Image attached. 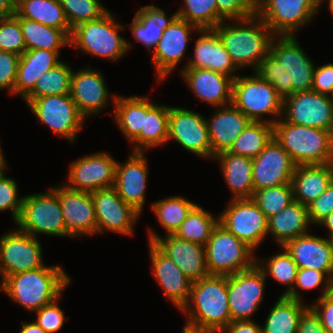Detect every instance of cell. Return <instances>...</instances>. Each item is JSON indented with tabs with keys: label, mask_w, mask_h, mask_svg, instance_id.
Instances as JSON below:
<instances>
[{
	"label": "cell",
	"mask_w": 333,
	"mask_h": 333,
	"mask_svg": "<svg viewBox=\"0 0 333 333\" xmlns=\"http://www.w3.org/2000/svg\"><path fill=\"white\" fill-rule=\"evenodd\" d=\"M0 51L11 52L19 56L26 51L19 20L14 15L0 21Z\"/></svg>",
	"instance_id": "49"
},
{
	"label": "cell",
	"mask_w": 333,
	"mask_h": 333,
	"mask_svg": "<svg viewBox=\"0 0 333 333\" xmlns=\"http://www.w3.org/2000/svg\"><path fill=\"white\" fill-rule=\"evenodd\" d=\"M192 30L197 33L200 31L197 26L178 17L163 30L161 39L157 42L152 54L157 82L160 83L165 80L178 63L185 59L184 56Z\"/></svg>",
	"instance_id": "18"
},
{
	"label": "cell",
	"mask_w": 333,
	"mask_h": 333,
	"mask_svg": "<svg viewBox=\"0 0 333 333\" xmlns=\"http://www.w3.org/2000/svg\"><path fill=\"white\" fill-rule=\"evenodd\" d=\"M253 74L238 75L233 80L232 104L251 121L273 125L282 117L283 99L269 82ZM264 115H273L275 119H266Z\"/></svg>",
	"instance_id": "7"
},
{
	"label": "cell",
	"mask_w": 333,
	"mask_h": 333,
	"mask_svg": "<svg viewBox=\"0 0 333 333\" xmlns=\"http://www.w3.org/2000/svg\"><path fill=\"white\" fill-rule=\"evenodd\" d=\"M297 333H327L319 316L309 306L301 315Z\"/></svg>",
	"instance_id": "57"
},
{
	"label": "cell",
	"mask_w": 333,
	"mask_h": 333,
	"mask_svg": "<svg viewBox=\"0 0 333 333\" xmlns=\"http://www.w3.org/2000/svg\"><path fill=\"white\" fill-rule=\"evenodd\" d=\"M308 307L303 301L279 296L267 315L263 333H297L299 319Z\"/></svg>",
	"instance_id": "37"
},
{
	"label": "cell",
	"mask_w": 333,
	"mask_h": 333,
	"mask_svg": "<svg viewBox=\"0 0 333 333\" xmlns=\"http://www.w3.org/2000/svg\"><path fill=\"white\" fill-rule=\"evenodd\" d=\"M2 153L3 152L0 146V165H7L6 160H4V155Z\"/></svg>",
	"instance_id": "64"
},
{
	"label": "cell",
	"mask_w": 333,
	"mask_h": 333,
	"mask_svg": "<svg viewBox=\"0 0 333 333\" xmlns=\"http://www.w3.org/2000/svg\"><path fill=\"white\" fill-rule=\"evenodd\" d=\"M254 250L222 225L213 229L205 245L206 267L209 275H233L256 264Z\"/></svg>",
	"instance_id": "8"
},
{
	"label": "cell",
	"mask_w": 333,
	"mask_h": 333,
	"mask_svg": "<svg viewBox=\"0 0 333 333\" xmlns=\"http://www.w3.org/2000/svg\"><path fill=\"white\" fill-rule=\"evenodd\" d=\"M314 4H315V6L319 9L320 8V6L322 7V4H324L323 2H324V0H311Z\"/></svg>",
	"instance_id": "66"
},
{
	"label": "cell",
	"mask_w": 333,
	"mask_h": 333,
	"mask_svg": "<svg viewBox=\"0 0 333 333\" xmlns=\"http://www.w3.org/2000/svg\"><path fill=\"white\" fill-rule=\"evenodd\" d=\"M148 242L153 243L163 254L172 259L192 282L209 275L205 246L180 239L173 234L165 235L163 238L151 229L148 231Z\"/></svg>",
	"instance_id": "21"
},
{
	"label": "cell",
	"mask_w": 333,
	"mask_h": 333,
	"mask_svg": "<svg viewBox=\"0 0 333 333\" xmlns=\"http://www.w3.org/2000/svg\"><path fill=\"white\" fill-rule=\"evenodd\" d=\"M20 17L63 30L69 37L72 29L60 0H27L15 11Z\"/></svg>",
	"instance_id": "39"
},
{
	"label": "cell",
	"mask_w": 333,
	"mask_h": 333,
	"mask_svg": "<svg viewBox=\"0 0 333 333\" xmlns=\"http://www.w3.org/2000/svg\"><path fill=\"white\" fill-rule=\"evenodd\" d=\"M214 158L220 163L224 180L233 193L232 199H251L254 194L252 159L227 151Z\"/></svg>",
	"instance_id": "34"
},
{
	"label": "cell",
	"mask_w": 333,
	"mask_h": 333,
	"mask_svg": "<svg viewBox=\"0 0 333 333\" xmlns=\"http://www.w3.org/2000/svg\"><path fill=\"white\" fill-rule=\"evenodd\" d=\"M220 333H263L262 326L253 320L233 321Z\"/></svg>",
	"instance_id": "58"
},
{
	"label": "cell",
	"mask_w": 333,
	"mask_h": 333,
	"mask_svg": "<svg viewBox=\"0 0 333 333\" xmlns=\"http://www.w3.org/2000/svg\"><path fill=\"white\" fill-rule=\"evenodd\" d=\"M28 106L38 121L72 143L83 128L85 117L78 111L70 94L35 98Z\"/></svg>",
	"instance_id": "12"
},
{
	"label": "cell",
	"mask_w": 333,
	"mask_h": 333,
	"mask_svg": "<svg viewBox=\"0 0 333 333\" xmlns=\"http://www.w3.org/2000/svg\"><path fill=\"white\" fill-rule=\"evenodd\" d=\"M114 119L129 143L144 131V96H112Z\"/></svg>",
	"instance_id": "38"
},
{
	"label": "cell",
	"mask_w": 333,
	"mask_h": 333,
	"mask_svg": "<svg viewBox=\"0 0 333 333\" xmlns=\"http://www.w3.org/2000/svg\"><path fill=\"white\" fill-rule=\"evenodd\" d=\"M283 251L270 258L268 257V260H258L256 258V265L264 272L265 276L270 275L277 282L287 286L282 294V296H286L293 289L298 266L285 248H283Z\"/></svg>",
	"instance_id": "44"
},
{
	"label": "cell",
	"mask_w": 333,
	"mask_h": 333,
	"mask_svg": "<svg viewBox=\"0 0 333 333\" xmlns=\"http://www.w3.org/2000/svg\"><path fill=\"white\" fill-rule=\"evenodd\" d=\"M148 245L154 279L163 288L164 295L181 310L189 300L192 281L153 243L148 242Z\"/></svg>",
	"instance_id": "27"
},
{
	"label": "cell",
	"mask_w": 333,
	"mask_h": 333,
	"mask_svg": "<svg viewBox=\"0 0 333 333\" xmlns=\"http://www.w3.org/2000/svg\"><path fill=\"white\" fill-rule=\"evenodd\" d=\"M172 139L198 157L212 159L207 123L202 114L184 107L170 106L167 142Z\"/></svg>",
	"instance_id": "16"
},
{
	"label": "cell",
	"mask_w": 333,
	"mask_h": 333,
	"mask_svg": "<svg viewBox=\"0 0 333 333\" xmlns=\"http://www.w3.org/2000/svg\"><path fill=\"white\" fill-rule=\"evenodd\" d=\"M21 326H22V328L19 333H47L39 325H37L34 321L25 322Z\"/></svg>",
	"instance_id": "60"
},
{
	"label": "cell",
	"mask_w": 333,
	"mask_h": 333,
	"mask_svg": "<svg viewBox=\"0 0 333 333\" xmlns=\"http://www.w3.org/2000/svg\"><path fill=\"white\" fill-rule=\"evenodd\" d=\"M309 306L319 316L327 333H333V291L322 298H317L315 303Z\"/></svg>",
	"instance_id": "56"
},
{
	"label": "cell",
	"mask_w": 333,
	"mask_h": 333,
	"mask_svg": "<svg viewBox=\"0 0 333 333\" xmlns=\"http://www.w3.org/2000/svg\"><path fill=\"white\" fill-rule=\"evenodd\" d=\"M15 224L19 230L34 237H38V234L69 237L58 194L52 188L44 193L23 196L21 211Z\"/></svg>",
	"instance_id": "9"
},
{
	"label": "cell",
	"mask_w": 333,
	"mask_h": 333,
	"mask_svg": "<svg viewBox=\"0 0 333 333\" xmlns=\"http://www.w3.org/2000/svg\"><path fill=\"white\" fill-rule=\"evenodd\" d=\"M328 239H329L330 244H331V247H332V249H333V234L330 235V236L328 237Z\"/></svg>",
	"instance_id": "69"
},
{
	"label": "cell",
	"mask_w": 333,
	"mask_h": 333,
	"mask_svg": "<svg viewBox=\"0 0 333 333\" xmlns=\"http://www.w3.org/2000/svg\"><path fill=\"white\" fill-rule=\"evenodd\" d=\"M225 20L213 30L218 34L224 48L238 69L252 67L254 72L262 58L270 53L276 36L255 13L244 19ZM234 23V24H233Z\"/></svg>",
	"instance_id": "3"
},
{
	"label": "cell",
	"mask_w": 333,
	"mask_h": 333,
	"mask_svg": "<svg viewBox=\"0 0 333 333\" xmlns=\"http://www.w3.org/2000/svg\"><path fill=\"white\" fill-rule=\"evenodd\" d=\"M266 276L255 264L252 268L228 275L231 322L252 320L263 302Z\"/></svg>",
	"instance_id": "14"
},
{
	"label": "cell",
	"mask_w": 333,
	"mask_h": 333,
	"mask_svg": "<svg viewBox=\"0 0 333 333\" xmlns=\"http://www.w3.org/2000/svg\"><path fill=\"white\" fill-rule=\"evenodd\" d=\"M211 118H206L212 149V159L222 152L228 151L233 142L242 133L251 120L233 104L215 107Z\"/></svg>",
	"instance_id": "29"
},
{
	"label": "cell",
	"mask_w": 333,
	"mask_h": 333,
	"mask_svg": "<svg viewBox=\"0 0 333 333\" xmlns=\"http://www.w3.org/2000/svg\"><path fill=\"white\" fill-rule=\"evenodd\" d=\"M272 138V124L251 121L227 152L254 159L263 151Z\"/></svg>",
	"instance_id": "40"
},
{
	"label": "cell",
	"mask_w": 333,
	"mask_h": 333,
	"mask_svg": "<svg viewBox=\"0 0 333 333\" xmlns=\"http://www.w3.org/2000/svg\"><path fill=\"white\" fill-rule=\"evenodd\" d=\"M176 17V12L171 17H167L164 10L155 5L142 6L133 18L130 30L134 38L147 47L148 52L153 51L157 42L161 39L163 30Z\"/></svg>",
	"instance_id": "35"
},
{
	"label": "cell",
	"mask_w": 333,
	"mask_h": 333,
	"mask_svg": "<svg viewBox=\"0 0 333 333\" xmlns=\"http://www.w3.org/2000/svg\"><path fill=\"white\" fill-rule=\"evenodd\" d=\"M333 212V181L320 196L308 205L311 224H319Z\"/></svg>",
	"instance_id": "54"
},
{
	"label": "cell",
	"mask_w": 333,
	"mask_h": 333,
	"mask_svg": "<svg viewBox=\"0 0 333 333\" xmlns=\"http://www.w3.org/2000/svg\"><path fill=\"white\" fill-rule=\"evenodd\" d=\"M143 152H132L124 164L117 162L114 188L140 215L145 204L148 163Z\"/></svg>",
	"instance_id": "24"
},
{
	"label": "cell",
	"mask_w": 333,
	"mask_h": 333,
	"mask_svg": "<svg viewBox=\"0 0 333 333\" xmlns=\"http://www.w3.org/2000/svg\"><path fill=\"white\" fill-rule=\"evenodd\" d=\"M4 173L0 177V211L10 210L16 223L23 203V197L18 196V185L14 179Z\"/></svg>",
	"instance_id": "51"
},
{
	"label": "cell",
	"mask_w": 333,
	"mask_h": 333,
	"mask_svg": "<svg viewBox=\"0 0 333 333\" xmlns=\"http://www.w3.org/2000/svg\"><path fill=\"white\" fill-rule=\"evenodd\" d=\"M5 168H7V165H0V177L4 174Z\"/></svg>",
	"instance_id": "68"
},
{
	"label": "cell",
	"mask_w": 333,
	"mask_h": 333,
	"mask_svg": "<svg viewBox=\"0 0 333 333\" xmlns=\"http://www.w3.org/2000/svg\"><path fill=\"white\" fill-rule=\"evenodd\" d=\"M310 225L308 206L294 200L268 219V234L283 247L288 241L307 234Z\"/></svg>",
	"instance_id": "33"
},
{
	"label": "cell",
	"mask_w": 333,
	"mask_h": 333,
	"mask_svg": "<svg viewBox=\"0 0 333 333\" xmlns=\"http://www.w3.org/2000/svg\"><path fill=\"white\" fill-rule=\"evenodd\" d=\"M72 71L69 64L61 61L49 71L44 72L38 78L34 88L23 99L28 105L35 98L70 94Z\"/></svg>",
	"instance_id": "42"
},
{
	"label": "cell",
	"mask_w": 333,
	"mask_h": 333,
	"mask_svg": "<svg viewBox=\"0 0 333 333\" xmlns=\"http://www.w3.org/2000/svg\"><path fill=\"white\" fill-rule=\"evenodd\" d=\"M14 16L19 20L26 50L59 51L64 46H70V37L63 30L20 17L16 12Z\"/></svg>",
	"instance_id": "36"
},
{
	"label": "cell",
	"mask_w": 333,
	"mask_h": 333,
	"mask_svg": "<svg viewBox=\"0 0 333 333\" xmlns=\"http://www.w3.org/2000/svg\"><path fill=\"white\" fill-rule=\"evenodd\" d=\"M326 276L327 275L321 271L309 268H298L296 281L293 286V289L286 295V297L303 301L300 296V293L298 292V289L308 291L320 287V285H322L323 291L322 293H320L321 295L318 297L322 298L323 296L333 291V281Z\"/></svg>",
	"instance_id": "48"
},
{
	"label": "cell",
	"mask_w": 333,
	"mask_h": 333,
	"mask_svg": "<svg viewBox=\"0 0 333 333\" xmlns=\"http://www.w3.org/2000/svg\"><path fill=\"white\" fill-rule=\"evenodd\" d=\"M117 162L107 152L87 154L71 162L65 185L85 192L114 187Z\"/></svg>",
	"instance_id": "17"
},
{
	"label": "cell",
	"mask_w": 333,
	"mask_h": 333,
	"mask_svg": "<svg viewBox=\"0 0 333 333\" xmlns=\"http://www.w3.org/2000/svg\"><path fill=\"white\" fill-rule=\"evenodd\" d=\"M194 46V56L188 58L184 68L210 69L235 79L238 68L213 29H201Z\"/></svg>",
	"instance_id": "28"
},
{
	"label": "cell",
	"mask_w": 333,
	"mask_h": 333,
	"mask_svg": "<svg viewBox=\"0 0 333 333\" xmlns=\"http://www.w3.org/2000/svg\"><path fill=\"white\" fill-rule=\"evenodd\" d=\"M328 10H330L331 14L333 15V0H328Z\"/></svg>",
	"instance_id": "67"
},
{
	"label": "cell",
	"mask_w": 333,
	"mask_h": 333,
	"mask_svg": "<svg viewBox=\"0 0 333 333\" xmlns=\"http://www.w3.org/2000/svg\"><path fill=\"white\" fill-rule=\"evenodd\" d=\"M195 205V202L176 195L155 201L151 204V209L168 235L176 232Z\"/></svg>",
	"instance_id": "43"
},
{
	"label": "cell",
	"mask_w": 333,
	"mask_h": 333,
	"mask_svg": "<svg viewBox=\"0 0 333 333\" xmlns=\"http://www.w3.org/2000/svg\"><path fill=\"white\" fill-rule=\"evenodd\" d=\"M180 311L187 315L186 325L220 333L231 323L228 276L208 275L192 282L189 300Z\"/></svg>",
	"instance_id": "2"
},
{
	"label": "cell",
	"mask_w": 333,
	"mask_h": 333,
	"mask_svg": "<svg viewBox=\"0 0 333 333\" xmlns=\"http://www.w3.org/2000/svg\"><path fill=\"white\" fill-rule=\"evenodd\" d=\"M219 224L254 251L268 235V218L251 199H231Z\"/></svg>",
	"instance_id": "11"
},
{
	"label": "cell",
	"mask_w": 333,
	"mask_h": 333,
	"mask_svg": "<svg viewBox=\"0 0 333 333\" xmlns=\"http://www.w3.org/2000/svg\"><path fill=\"white\" fill-rule=\"evenodd\" d=\"M27 0H9L10 5L13 10L16 11L21 5H23Z\"/></svg>",
	"instance_id": "63"
},
{
	"label": "cell",
	"mask_w": 333,
	"mask_h": 333,
	"mask_svg": "<svg viewBox=\"0 0 333 333\" xmlns=\"http://www.w3.org/2000/svg\"><path fill=\"white\" fill-rule=\"evenodd\" d=\"M19 60V55L0 51V90L7 89L14 95Z\"/></svg>",
	"instance_id": "53"
},
{
	"label": "cell",
	"mask_w": 333,
	"mask_h": 333,
	"mask_svg": "<svg viewBox=\"0 0 333 333\" xmlns=\"http://www.w3.org/2000/svg\"><path fill=\"white\" fill-rule=\"evenodd\" d=\"M91 194L95 207L97 233L109 230L122 235H133L134 225L140 214L120 198L114 187L99 189Z\"/></svg>",
	"instance_id": "19"
},
{
	"label": "cell",
	"mask_w": 333,
	"mask_h": 333,
	"mask_svg": "<svg viewBox=\"0 0 333 333\" xmlns=\"http://www.w3.org/2000/svg\"><path fill=\"white\" fill-rule=\"evenodd\" d=\"M60 3L71 29L98 19L108 11L99 0H60Z\"/></svg>",
	"instance_id": "47"
},
{
	"label": "cell",
	"mask_w": 333,
	"mask_h": 333,
	"mask_svg": "<svg viewBox=\"0 0 333 333\" xmlns=\"http://www.w3.org/2000/svg\"><path fill=\"white\" fill-rule=\"evenodd\" d=\"M218 223V216L196 204L173 235L205 246Z\"/></svg>",
	"instance_id": "41"
},
{
	"label": "cell",
	"mask_w": 333,
	"mask_h": 333,
	"mask_svg": "<svg viewBox=\"0 0 333 333\" xmlns=\"http://www.w3.org/2000/svg\"><path fill=\"white\" fill-rule=\"evenodd\" d=\"M333 181V163L299 165L292 177L294 200L308 206Z\"/></svg>",
	"instance_id": "30"
},
{
	"label": "cell",
	"mask_w": 333,
	"mask_h": 333,
	"mask_svg": "<svg viewBox=\"0 0 333 333\" xmlns=\"http://www.w3.org/2000/svg\"><path fill=\"white\" fill-rule=\"evenodd\" d=\"M314 68L297 37L287 35L273 38L270 53L260 60L254 72L284 100L295 92L311 90Z\"/></svg>",
	"instance_id": "1"
},
{
	"label": "cell",
	"mask_w": 333,
	"mask_h": 333,
	"mask_svg": "<svg viewBox=\"0 0 333 333\" xmlns=\"http://www.w3.org/2000/svg\"><path fill=\"white\" fill-rule=\"evenodd\" d=\"M273 137L296 166L333 163V133L300 126L282 117L273 124Z\"/></svg>",
	"instance_id": "5"
},
{
	"label": "cell",
	"mask_w": 333,
	"mask_h": 333,
	"mask_svg": "<svg viewBox=\"0 0 333 333\" xmlns=\"http://www.w3.org/2000/svg\"><path fill=\"white\" fill-rule=\"evenodd\" d=\"M216 4L223 21L244 19L255 13V0H216Z\"/></svg>",
	"instance_id": "52"
},
{
	"label": "cell",
	"mask_w": 333,
	"mask_h": 333,
	"mask_svg": "<svg viewBox=\"0 0 333 333\" xmlns=\"http://www.w3.org/2000/svg\"><path fill=\"white\" fill-rule=\"evenodd\" d=\"M282 118L288 123L333 133L332 98L313 90L295 92L283 100Z\"/></svg>",
	"instance_id": "13"
},
{
	"label": "cell",
	"mask_w": 333,
	"mask_h": 333,
	"mask_svg": "<svg viewBox=\"0 0 333 333\" xmlns=\"http://www.w3.org/2000/svg\"><path fill=\"white\" fill-rule=\"evenodd\" d=\"M62 296L63 295L35 311L37 318L34 320V322L47 333L58 332L64 325V320H69L70 318L69 316H67V318L65 317L63 312L64 310H62L58 305V301Z\"/></svg>",
	"instance_id": "50"
},
{
	"label": "cell",
	"mask_w": 333,
	"mask_h": 333,
	"mask_svg": "<svg viewBox=\"0 0 333 333\" xmlns=\"http://www.w3.org/2000/svg\"><path fill=\"white\" fill-rule=\"evenodd\" d=\"M318 225L326 227L328 237L333 234V212L324 218Z\"/></svg>",
	"instance_id": "61"
},
{
	"label": "cell",
	"mask_w": 333,
	"mask_h": 333,
	"mask_svg": "<svg viewBox=\"0 0 333 333\" xmlns=\"http://www.w3.org/2000/svg\"><path fill=\"white\" fill-rule=\"evenodd\" d=\"M177 17L201 29H214L223 20L217 14L216 0H184Z\"/></svg>",
	"instance_id": "45"
},
{
	"label": "cell",
	"mask_w": 333,
	"mask_h": 333,
	"mask_svg": "<svg viewBox=\"0 0 333 333\" xmlns=\"http://www.w3.org/2000/svg\"><path fill=\"white\" fill-rule=\"evenodd\" d=\"M15 11L10 5L9 0H0V21L14 15Z\"/></svg>",
	"instance_id": "59"
},
{
	"label": "cell",
	"mask_w": 333,
	"mask_h": 333,
	"mask_svg": "<svg viewBox=\"0 0 333 333\" xmlns=\"http://www.w3.org/2000/svg\"><path fill=\"white\" fill-rule=\"evenodd\" d=\"M59 198L66 231L77 238L97 234L95 207L91 192L78 191L60 184L52 188Z\"/></svg>",
	"instance_id": "20"
},
{
	"label": "cell",
	"mask_w": 333,
	"mask_h": 333,
	"mask_svg": "<svg viewBox=\"0 0 333 333\" xmlns=\"http://www.w3.org/2000/svg\"><path fill=\"white\" fill-rule=\"evenodd\" d=\"M0 277H2L0 281V291H4V276L2 274L1 268H0Z\"/></svg>",
	"instance_id": "65"
},
{
	"label": "cell",
	"mask_w": 333,
	"mask_h": 333,
	"mask_svg": "<svg viewBox=\"0 0 333 333\" xmlns=\"http://www.w3.org/2000/svg\"><path fill=\"white\" fill-rule=\"evenodd\" d=\"M40 241L27 232L11 230L0 237V268L7 276L45 266Z\"/></svg>",
	"instance_id": "15"
},
{
	"label": "cell",
	"mask_w": 333,
	"mask_h": 333,
	"mask_svg": "<svg viewBox=\"0 0 333 333\" xmlns=\"http://www.w3.org/2000/svg\"><path fill=\"white\" fill-rule=\"evenodd\" d=\"M102 72L86 66L78 71H72L70 96L78 111L86 118L101 113L111 101Z\"/></svg>",
	"instance_id": "23"
},
{
	"label": "cell",
	"mask_w": 333,
	"mask_h": 333,
	"mask_svg": "<svg viewBox=\"0 0 333 333\" xmlns=\"http://www.w3.org/2000/svg\"><path fill=\"white\" fill-rule=\"evenodd\" d=\"M311 90L329 96L333 94V63L315 66Z\"/></svg>",
	"instance_id": "55"
},
{
	"label": "cell",
	"mask_w": 333,
	"mask_h": 333,
	"mask_svg": "<svg viewBox=\"0 0 333 333\" xmlns=\"http://www.w3.org/2000/svg\"><path fill=\"white\" fill-rule=\"evenodd\" d=\"M180 73L201 101L214 107L232 104L233 78L206 68H184Z\"/></svg>",
	"instance_id": "25"
},
{
	"label": "cell",
	"mask_w": 333,
	"mask_h": 333,
	"mask_svg": "<svg viewBox=\"0 0 333 333\" xmlns=\"http://www.w3.org/2000/svg\"><path fill=\"white\" fill-rule=\"evenodd\" d=\"M318 10L311 0H255V14L276 36L295 35Z\"/></svg>",
	"instance_id": "10"
},
{
	"label": "cell",
	"mask_w": 333,
	"mask_h": 333,
	"mask_svg": "<svg viewBox=\"0 0 333 333\" xmlns=\"http://www.w3.org/2000/svg\"><path fill=\"white\" fill-rule=\"evenodd\" d=\"M60 51L26 50L18 64L14 95L23 98L34 88L38 78L61 62Z\"/></svg>",
	"instance_id": "32"
},
{
	"label": "cell",
	"mask_w": 333,
	"mask_h": 333,
	"mask_svg": "<svg viewBox=\"0 0 333 333\" xmlns=\"http://www.w3.org/2000/svg\"><path fill=\"white\" fill-rule=\"evenodd\" d=\"M295 163L273 137L263 151L252 159L254 191L291 183Z\"/></svg>",
	"instance_id": "22"
},
{
	"label": "cell",
	"mask_w": 333,
	"mask_h": 333,
	"mask_svg": "<svg viewBox=\"0 0 333 333\" xmlns=\"http://www.w3.org/2000/svg\"><path fill=\"white\" fill-rule=\"evenodd\" d=\"M182 333H214V332H211L209 330L194 328L185 324V326H183Z\"/></svg>",
	"instance_id": "62"
},
{
	"label": "cell",
	"mask_w": 333,
	"mask_h": 333,
	"mask_svg": "<svg viewBox=\"0 0 333 333\" xmlns=\"http://www.w3.org/2000/svg\"><path fill=\"white\" fill-rule=\"evenodd\" d=\"M252 200L269 219L294 201L292 183L255 190Z\"/></svg>",
	"instance_id": "46"
},
{
	"label": "cell",
	"mask_w": 333,
	"mask_h": 333,
	"mask_svg": "<svg viewBox=\"0 0 333 333\" xmlns=\"http://www.w3.org/2000/svg\"><path fill=\"white\" fill-rule=\"evenodd\" d=\"M71 278L59 265L44 266L7 276L4 291L13 301L35 312L62 295Z\"/></svg>",
	"instance_id": "4"
},
{
	"label": "cell",
	"mask_w": 333,
	"mask_h": 333,
	"mask_svg": "<svg viewBox=\"0 0 333 333\" xmlns=\"http://www.w3.org/2000/svg\"><path fill=\"white\" fill-rule=\"evenodd\" d=\"M298 268L324 272L333 281V249L329 239L307 233L288 241L283 247Z\"/></svg>",
	"instance_id": "26"
},
{
	"label": "cell",
	"mask_w": 333,
	"mask_h": 333,
	"mask_svg": "<svg viewBox=\"0 0 333 333\" xmlns=\"http://www.w3.org/2000/svg\"><path fill=\"white\" fill-rule=\"evenodd\" d=\"M113 16L108 10L98 19L77 25L72 29L70 46L111 61L123 57L131 44L119 35L126 27L117 23Z\"/></svg>",
	"instance_id": "6"
},
{
	"label": "cell",
	"mask_w": 333,
	"mask_h": 333,
	"mask_svg": "<svg viewBox=\"0 0 333 333\" xmlns=\"http://www.w3.org/2000/svg\"><path fill=\"white\" fill-rule=\"evenodd\" d=\"M144 96V131L130 142L134 146L132 152H143L167 143L168 118L170 106L151 102Z\"/></svg>",
	"instance_id": "31"
}]
</instances>
